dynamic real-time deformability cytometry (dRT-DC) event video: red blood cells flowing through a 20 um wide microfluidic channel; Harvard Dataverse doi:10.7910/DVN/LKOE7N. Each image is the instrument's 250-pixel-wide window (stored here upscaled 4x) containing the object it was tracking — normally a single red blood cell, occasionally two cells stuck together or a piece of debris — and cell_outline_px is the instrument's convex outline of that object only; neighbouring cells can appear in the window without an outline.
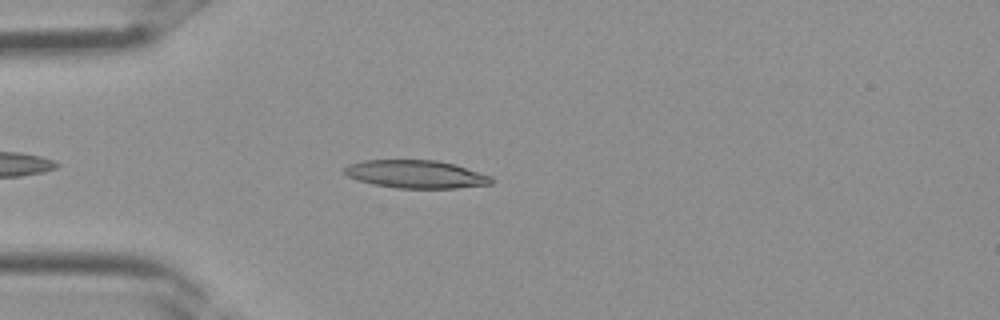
{"species": "Egyptian fruit bat (a non-hibernating species)", "species_latin": "Rousettus aegyptiacus", "temperature_condition": "room temperature", "stored_images_in_passage": 3, "camera_frame_rate_fps": 3000, "um_per_image_px": 0.085, "frame": {"image": 1, "passage_image": 3, "time_ms": 0.667, "image_size_px": [1000, 320], "cell_outline_px": [[492, 184], [456, 188], [396, 188], [372, 184], [356, 180], [348, 176], [344, 172], [344, 168], [348, 164], [364, 160], [436, 160], [456, 164], [492, 176]], "centroid_in_image_um": [35.35, 14.8], "position_along_channel_um": 49.6, "area_um2": 24.1}}